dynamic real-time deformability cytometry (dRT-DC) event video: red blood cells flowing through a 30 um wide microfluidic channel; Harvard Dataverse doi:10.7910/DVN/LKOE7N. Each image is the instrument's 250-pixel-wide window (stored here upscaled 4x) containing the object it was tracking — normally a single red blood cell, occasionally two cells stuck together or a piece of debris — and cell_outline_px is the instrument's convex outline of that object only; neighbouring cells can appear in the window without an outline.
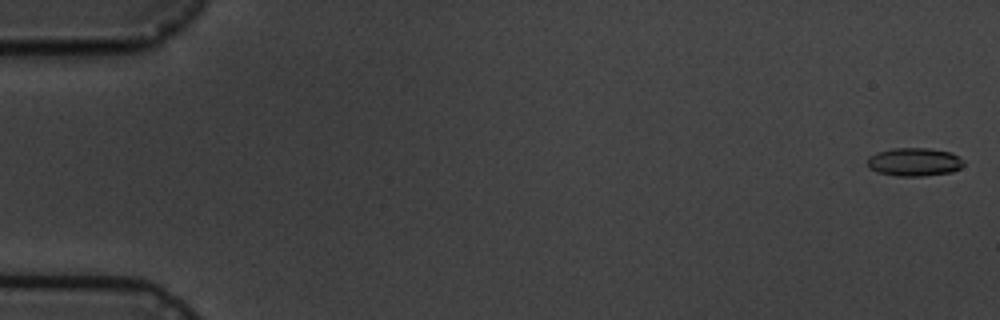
{"species": "common noctule bat (a hibernating species)", "species_latin": "Nyctalus noctula", "temperature_condition": "cold", "stored_images_in_passage": 6, "camera_frame_rate_fps": 3000, "um_per_image_px": 0.085, "animal": {"sex": "male", "body_mass_g": 19.5, "forearm_length_mm": 54.6}, "frame": {"image": 1, "passage_image": 1, "time_ms": 0.0, "image_size_px": [1000, 320], "cell_outline_px": [[964, 164], [960, 168], [952, 172], [924, 176], [896, 176], [876, 172], [868, 168], [868, 156], [876, 152], [892, 148], [928, 148], [952, 152], [964, 160]], "centroid_in_image_um": [77.71, 13.76], "position_along_channel_um": 7.3, "area_um2": 16.13}}
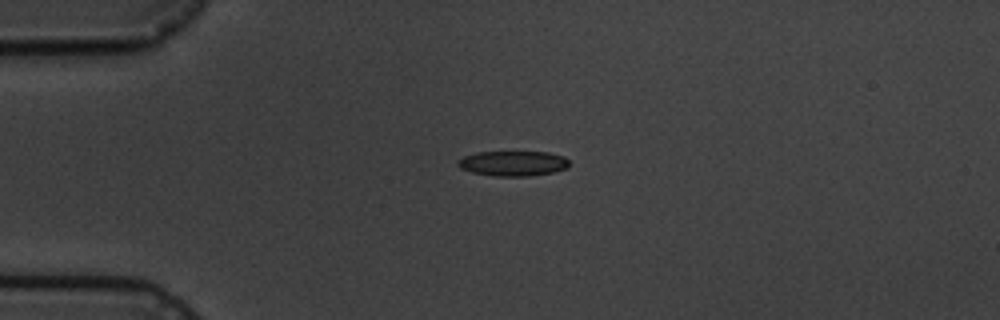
{"frame": {"image": 2, "passage_image": 5, "time_ms": 4.333, "image_size_px": [1000, 320], "cell_outline_px": [[568, 168], [552, 172], [528, 176], [496, 176], [472, 172], [460, 168], [456, 164], [456, 160], [464, 156], [476, 152], [548, 152], [564, 156], [568, 160]], "centroid_in_image_um": [43.58, 13.88], "position_along_channel_um": 41.4, "area_um2": 16.3}}